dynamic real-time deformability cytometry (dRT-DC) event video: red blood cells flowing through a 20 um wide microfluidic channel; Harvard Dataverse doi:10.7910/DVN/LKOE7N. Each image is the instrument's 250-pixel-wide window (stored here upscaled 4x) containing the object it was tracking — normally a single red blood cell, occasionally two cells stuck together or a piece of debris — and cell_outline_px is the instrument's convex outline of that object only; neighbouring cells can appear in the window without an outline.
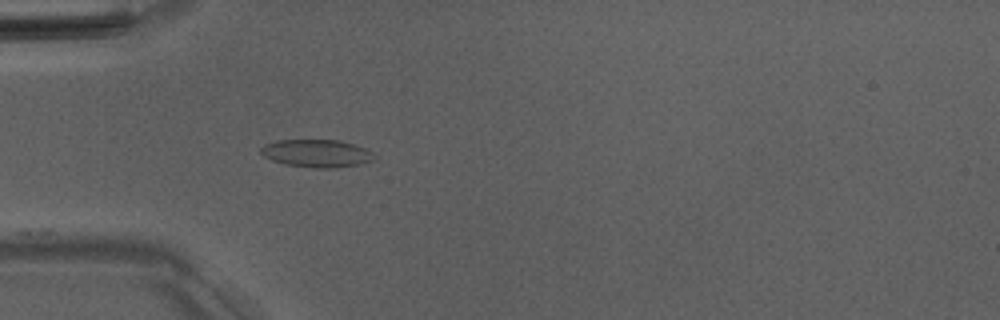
{"species": "Egyptian fruit bat (a non-hibernating species)", "species_latin": "Rousettus aegyptiacus", "temperature_condition": "room temperature", "stored_images_in_passage": 10, "camera_frame_rate_fps": 3000, "um_per_image_px": 0.085, "animal": {"sex": "male"}, "frame": {"image": 1, "passage_image": 1, "time_ms": 0.0, "image_size_px": [1000, 320], "cell_outline_px": [[376, 156], [372, 160], [356, 164], [336, 168], [312, 168], [284, 164], [272, 160], [264, 156], [260, 152], [260, 148], [264, 144], [276, 140], [340, 140], [364, 148], [372, 152]], "centroid_in_image_um": [26.87, 13.03], "position_along_channel_um": 58.1, "area_um2": 18.26}}
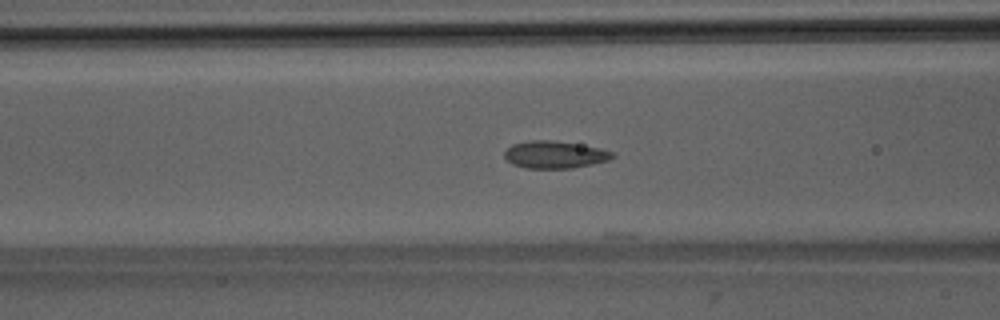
{"frame": {"image": 2, "passage_image": 6, "time_ms": 1.667, "image_size_px": [1000, 320], "cell_outline_px": [[616, 156], [608, 160], [592, 164], [572, 168], [524, 168], [512, 164], [504, 156], [504, 152], [512, 144], [532, 140], [552, 140], [600, 148], [616, 152]], "centroid_in_image_um": [47.17, 13.15], "position_along_channel_um": 119.4, "area_um2": 17.17}}